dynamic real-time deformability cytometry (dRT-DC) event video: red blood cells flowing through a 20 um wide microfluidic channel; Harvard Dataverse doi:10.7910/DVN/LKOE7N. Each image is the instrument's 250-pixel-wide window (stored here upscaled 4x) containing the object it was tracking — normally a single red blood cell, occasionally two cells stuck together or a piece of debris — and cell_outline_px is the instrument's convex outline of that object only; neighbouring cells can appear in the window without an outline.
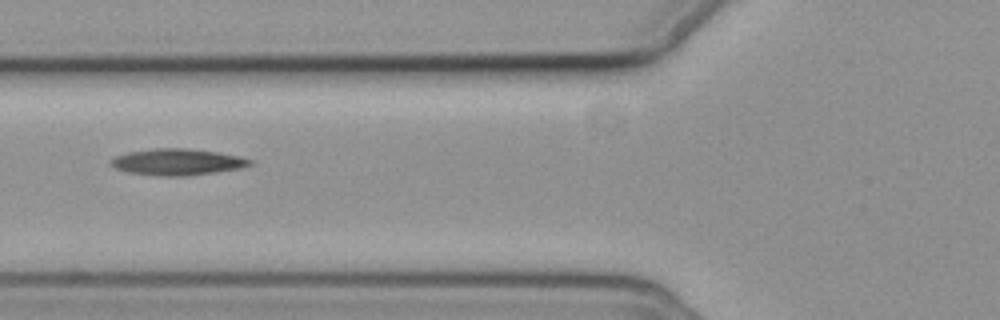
{"species": "common noctule bat (a hibernating species)", "species_latin": "Nyctalus noctula", "temperature_condition": "cold", "stored_images_in_passage": 4, "camera_frame_rate_fps": 3000, "um_per_image_px": 0.085, "animal": {"sex": "female", "body_mass_g": 19.3, "forearm_length_mm": 54.1}, "frame": {"image": 1, "passage_image": 3, "time_ms": 2.0, "image_size_px": [1000, 320], "cell_outline_px": [[252, 164], [240, 168], [216, 172], [184, 176], [160, 176], [128, 172], [116, 168], [108, 164], [108, 160], [116, 156], [128, 152], [156, 148], [188, 148], [216, 152], [240, 156], [252, 160]], "centroid_in_image_um": [15.05, 13.76], "position_along_channel_um": 110.8, "area_um2": 21.39}}
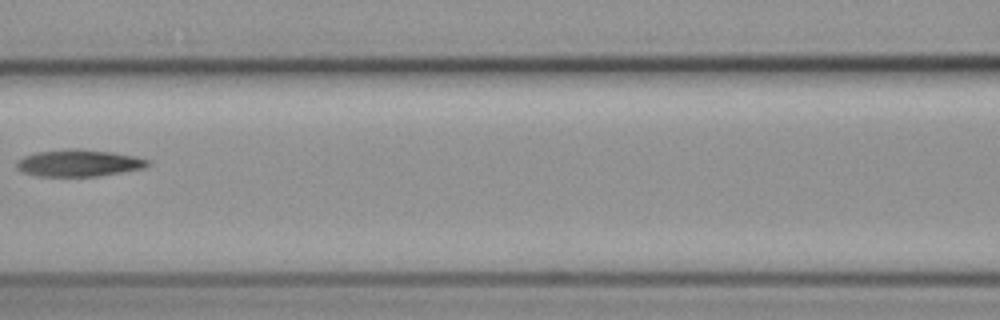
{"frame": {"image": 2, "passage_image": 4, "time_ms": 3.333, "image_size_px": [1000, 320], "cell_outline_px": [[152, 164], [144, 168], [96, 176], [36, 176], [24, 172], [16, 168], [16, 160], [24, 156], [36, 152], [64, 148], [80, 148], [112, 152], [136, 156], [152, 160]], "centroid_in_image_um": [6.71, 13.84], "position_along_channel_um": 159.9, "area_um2": 20.87}}